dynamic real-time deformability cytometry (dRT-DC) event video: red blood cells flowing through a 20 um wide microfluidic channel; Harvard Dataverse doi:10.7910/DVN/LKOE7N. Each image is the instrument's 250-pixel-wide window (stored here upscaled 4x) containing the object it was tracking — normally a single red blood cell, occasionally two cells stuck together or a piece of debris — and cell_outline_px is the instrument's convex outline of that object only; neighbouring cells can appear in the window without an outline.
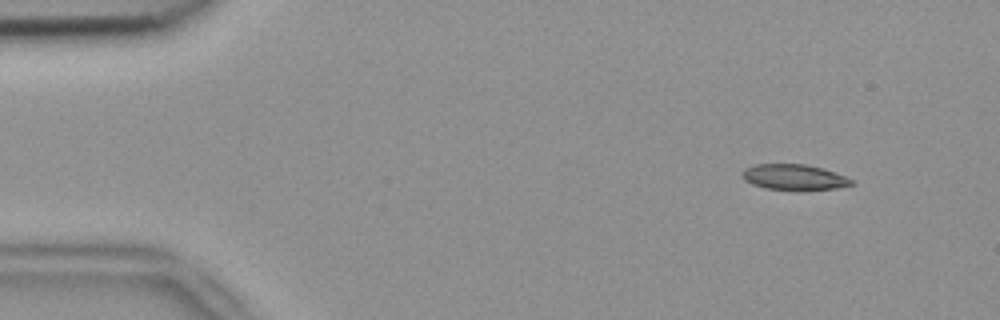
{"species": "common noctule bat (a hibernating species)", "species_latin": "Nyctalus noctula", "temperature_condition": "room temperature", "stored_images_in_passage": 4, "camera_frame_rate_fps": 3000, "um_per_image_px": 0.085, "animal": {"sex": "female", "body_mass_g": 18.4}, "frame": {"image": 1, "passage_image": 1, "time_ms": 0.0, "image_size_px": [1000, 320], "cell_outline_px": [[856, 184], [836, 188], [796, 192], [764, 188], [752, 184], [744, 180], [740, 172], [744, 168], [756, 164], [804, 164], [820, 168], [844, 176], [852, 180]], "centroid_in_image_um": [67.45, 15.09], "position_along_channel_um": 17.6, "area_um2": 16.7}}
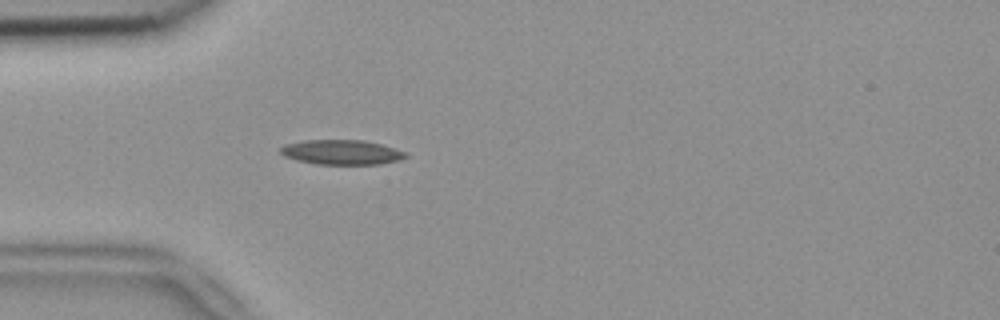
{"frame": {"image": 2, "passage_image": 4, "time_ms": 1.0, "image_size_px": [1000, 320], "cell_outline_px": [[408, 156], [400, 160], [380, 164], [316, 164], [296, 160], [284, 156], [280, 152], [280, 148], [284, 144], [304, 140], [364, 140], [396, 148], [408, 152]], "centroid_in_image_um": [29.06, 12.94], "position_along_channel_um": 55.9, "area_um2": 18.21}}